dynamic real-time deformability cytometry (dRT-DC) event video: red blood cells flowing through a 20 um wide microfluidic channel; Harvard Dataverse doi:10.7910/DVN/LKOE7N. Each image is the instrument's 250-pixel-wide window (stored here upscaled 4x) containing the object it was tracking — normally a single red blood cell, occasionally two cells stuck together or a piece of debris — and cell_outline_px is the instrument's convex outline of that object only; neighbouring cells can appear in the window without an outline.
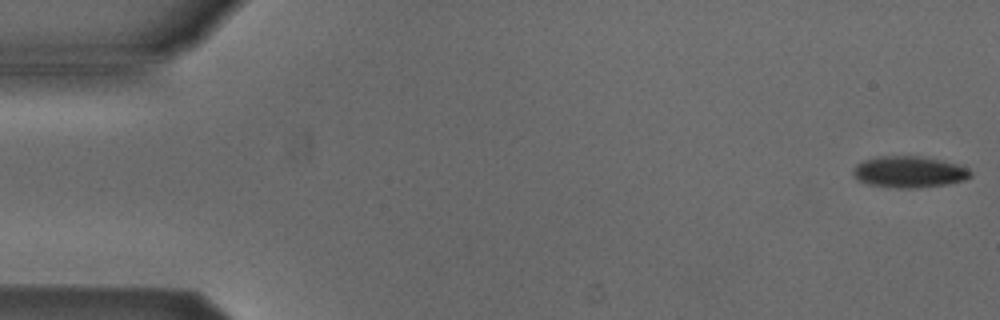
{"species": "Egyptian fruit bat (a non-hibernating species)", "species_latin": "Rousettus aegyptiacus", "temperature_condition": "cold", "stored_images_in_passage": 48, "camera_frame_rate_fps": 3000, "um_per_image_px": 0.085, "animal": {"sex": "male"}, "frame": {"image": 1, "passage_image": 1, "time_ms": 0.0, "image_size_px": [1000, 320], "cell_outline_px": [[972, 176], [964, 180], [948, 184], [916, 188], [896, 188], [868, 184], [856, 180], [852, 172], [856, 164], [864, 160], [876, 156], [920, 156], [944, 160], [968, 168], [972, 172]], "centroid_in_image_um": [77.27, 14.61], "position_along_channel_um": 7.7, "area_um2": 21.73}}
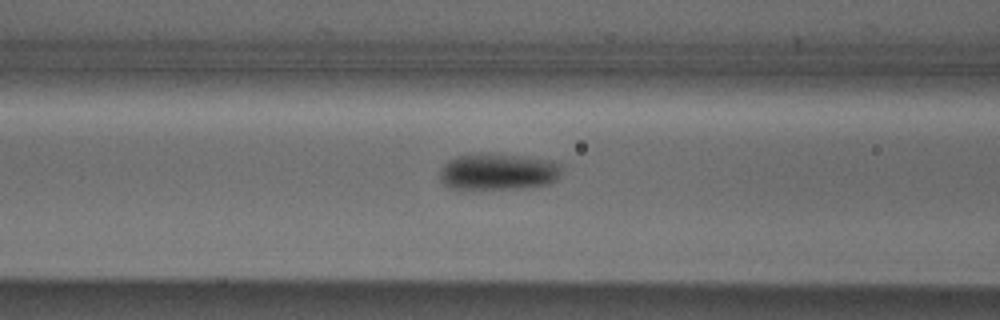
{"frame": {"image": 2, "passage_image": 21, "time_ms": 6.667, "image_size_px": [1000, 320], "cell_outline_px": [[564, 168], [560, 176], [556, 180], [548, 184], [516, 188], [460, 192], [456, 192], [448, 188], [440, 180], [440, 172], [444, 164], [448, 160], [456, 156], [480, 152], [524, 156], [552, 160], [564, 164]], "centroid_in_image_um": [42.3, 14.62], "position_along_channel_um": 124.3, "area_um2": 27.34}}
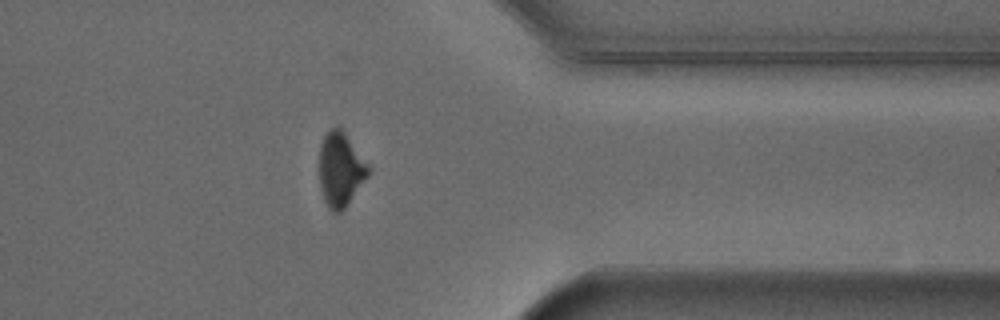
{"frame": {"image": 3, "passage_image": 42, "time_ms": 13.667, "image_size_px": [1000, 320], "cell_outline_px": [[372, 168], [368, 176], [344, 208], [340, 212], [332, 212], [328, 208], [324, 200], [320, 188], [320, 144], [324, 136], [332, 128], [340, 128], [344, 132]], "centroid_in_image_um": [28.95, 14.42], "position_along_channel_um": 382.4, "area_um2": 20.98}, "authors_computed_cell_mechanics": {"area_um2": 23.9292, "velocity_mm_per_s": 3.8622, "shape_relaxation_time_tau1_ms": 2.5528, "shape_relaxation_time_tau2_ms": null, "deformation_change_tau1": 0.097, "deformation_change_tau2": null}}